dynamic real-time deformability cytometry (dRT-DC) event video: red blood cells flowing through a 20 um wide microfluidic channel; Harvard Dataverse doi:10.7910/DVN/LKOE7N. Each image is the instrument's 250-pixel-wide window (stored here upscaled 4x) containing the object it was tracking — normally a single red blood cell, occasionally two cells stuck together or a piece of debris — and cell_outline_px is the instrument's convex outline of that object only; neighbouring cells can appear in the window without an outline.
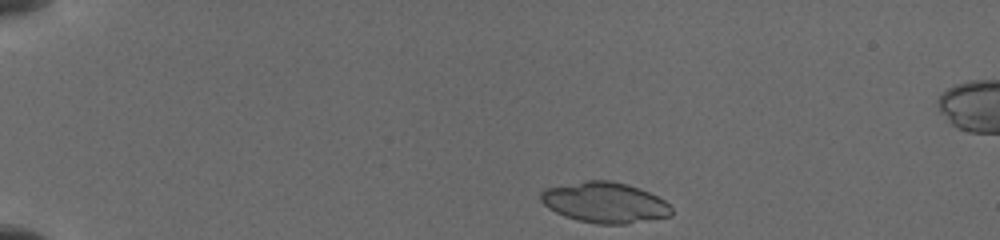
{"species": "common noctule bat (a hibernating species)", "species_latin": "Nyctalus noctula", "temperature_condition": "cold", "stored_images_in_passage": 8, "camera_frame_rate_fps": 3000, "um_per_image_px": 0.085, "animal": {"sex": "female", "body_mass_g": 19.5, "forearm_length_mm": 54.1}, "frame": {"image": 1, "passage_image": 1, "time_ms": 0.0, "image_size_px": [1000, 240], "cell_outline_px": [[672, 216], [624, 224], [596, 224], [564, 216], [548, 208], [540, 200], [540, 192], [544, 188], [584, 180], [608, 180], [628, 184], [640, 188], [664, 200], [672, 208]], "centroid_in_image_um": [51.39, 17.2], "position_along_channel_um": 33.6, "area_um2": 31.04}}